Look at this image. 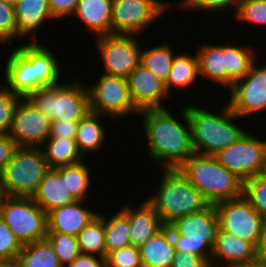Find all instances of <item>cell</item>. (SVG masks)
Here are the masks:
<instances>
[{
    "mask_svg": "<svg viewBox=\"0 0 266 267\" xmlns=\"http://www.w3.org/2000/svg\"><path fill=\"white\" fill-rule=\"evenodd\" d=\"M181 110L180 118L177 115L174 116L169 109L143 110L138 114L142 118L143 131L148 143V155L153 158V161L161 162L163 169H178L196 153L186 106L184 105Z\"/></svg>",
    "mask_w": 266,
    "mask_h": 267,
    "instance_id": "obj_1",
    "label": "cell"
},
{
    "mask_svg": "<svg viewBox=\"0 0 266 267\" xmlns=\"http://www.w3.org/2000/svg\"><path fill=\"white\" fill-rule=\"evenodd\" d=\"M55 53L43 44L28 41L11 51L4 66V85L14 94L28 98L40 88L62 82L61 66Z\"/></svg>",
    "mask_w": 266,
    "mask_h": 267,
    "instance_id": "obj_2",
    "label": "cell"
},
{
    "mask_svg": "<svg viewBox=\"0 0 266 267\" xmlns=\"http://www.w3.org/2000/svg\"><path fill=\"white\" fill-rule=\"evenodd\" d=\"M221 108L218 113H214L194 104L186 106L192 143L197 154L215 156L247 132L238 125L236 121L240 117L232 112L227 102Z\"/></svg>",
    "mask_w": 266,
    "mask_h": 267,
    "instance_id": "obj_3",
    "label": "cell"
},
{
    "mask_svg": "<svg viewBox=\"0 0 266 267\" xmlns=\"http://www.w3.org/2000/svg\"><path fill=\"white\" fill-rule=\"evenodd\" d=\"M161 170L163 171L159 187L155 195H150L146 200L154 207L165 226L210 205L179 169Z\"/></svg>",
    "mask_w": 266,
    "mask_h": 267,
    "instance_id": "obj_4",
    "label": "cell"
},
{
    "mask_svg": "<svg viewBox=\"0 0 266 267\" xmlns=\"http://www.w3.org/2000/svg\"><path fill=\"white\" fill-rule=\"evenodd\" d=\"M209 204L243 196V181L212 155H191L179 168Z\"/></svg>",
    "mask_w": 266,
    "mask_h": 267,
    "instance_id": "obj_5",
    "label": "cell"
},
{
    "mask_svg": "<svg viewBox=\"0 0 266 267\" xmlns=\"http://www.w3.org/2000/svg\"><path fill=\"white\" fill-rule=\"evenodd\" d=\"M28 99L52 121H80L91 112L89 90L81 80L40 88Z\"/></svg>",
    "mask_w": 266,
    "mask_h": 267,
    "instance_id": "obj_6",
    "label": "cell"
},
{
    "mask_svg": "<svg viewBox=\"0 0 266 267\" xmlns=\"http://www.w3.org/2000/svg\"><path fill=\"white\" fill-rule=\"evenodd\" d=\"M169 226L171 240L177 253L203 256L210 262L219 229L214 204L202 211L178 218Z\"/></svg>",
    "mask_w": 266,
    "mask_h": 267,
    "instance_id": "obj_7",
    "label": "cell"
},
{
    "mask_svg": "<svg viewBox=\"0 0 266 267\" xmlns=\"http://www.w3.org/2000/svg\"><path fill=\"white\" fill-rule=\"evenodd\" d=\"M49 169L42 148L18 147L0 176L1 195L32 198Z\"/></svg>",
    "mask_w": 266,
    "mask_h": 267,
    "instance_id": "obj_8",
    "label": "cell"
},
{
    "mask_svg": "<svg viewBox=\"0 0 266 267\" xmlns=\"http://www.w3.org/2000/svg\"><path fill=\"white\" fill-rule=\"evenodd\" d=\"M0 217L22 245L46 239L47 213L31 197L1 195Z\"/></svg>",
    "mask_w": 266,
    "mask_h": 267,
    "instance_id": "obj_9",
    "label": "cell"
},
{
    "mask_svg": "<svg viewBox=\"0 0 266 267\" xmlns=\"http://www.w3.org/2000/svg\"><path fill=\"white\" fill-rule=\"evenodd\" d=\"M95 81L93 85H87L92 112L113 120L130 114L138 116L140 111L132 101L127 78L101 73Z\"/></svg>",
    "mask_w": 266,
    "mask_h": 267,
    "instance_id": "obj_10",
    "label": "cell"
},
{
    "mask_svg": "<svg viewBox=\"0 0 266 267\" xmlns=\"http://www.w3.org/2000/svg\"><path fill=\"white\" fill-rule=\"evenodd\" d=\"M137 34L111 33L96 37L95 44L103 61L102 73L127 78L141 63V44Z\"/></svg>",
    "mask_w": 266,
    "mask_h": 267,
    "instance_id": "obj_11",
    "label": "cell"
},
{
    "mask_svg": "<svg viewBox=\"0 0 266 267\" xmlns=\"http://www.w3.org/2000/svg\"><path fill=\"white\" fill-rule=\"evenodd\" d=\"M170 4L163 0H113L111 33L142 34Z\"/></svg>",
    "mask_w": 266,
    "mask_h": 267,
    "instance_id": "obj_12",
    "label": "cell"
},
{
    "mask_svg": "<svg viewBox=\"0 0 266 267\" xmlns=\"http://www.w3.org/2000/svg\"><path fill=\"white\" fill-rule=\"evenodd\" d=\"M219 228L258 247L265 220L244 198L215 204Z\"/></svg>",
    "mask_w": 266,
    "mask_h": 267,
    "instance_id": "obj_13",
    "label": "cell"
},
{
    "mask_svg": "<svg viewBox=\"0 0 266 267\" xmlns=\"http://www.w3.org/2000/svg\"><path fill=\"white\" fill-rule=\"evenodd\" d=\"M265 140L247 131L231 146L219 151L215 157L228 171L243 182L263 174Z\"/></svg>",
    "mask_w": 266,
    "mask_h": 267,
    "instance_id": "obj_14",
    "label": "cell"
},
{
    "mask_svg": "<svg viewBox=\"0 0 266 267\" xmlns=\"http://www.w3.org/2000/svg\"><path fill=\"white\" fill-rule=\"evenodd\" d=\"M257 62L244 78L234 83L228 93L227 103L240 118L266 112V63L262 66Z\"/></svg>",
    "mask_w": 266,
    "mask_h": 267,
    "instance_id": "obj_15",
    "label": "cell"
},
{
    "mask_svg": "<svg viewBox=\"0 0 266 267\" xmlns=\"http://www.w3.org/2000/svg\"><path fill=\"white\" fill-rule=\"evenodd\" d=\"M51 122L28 98H22L8 134L18 147L41 148L50 136Z\"/></svg>",
    "mask_w": 266,
    "mask_h": 267,
    "instance_id": "obj_16",
    "label": "cell"
},
{
    "mask_svg": "<svg viewBox=\"0 0 266 267\" xmlns=\"http://www.w3.org/2000/svg\"><path fill=\"white\" fill-rule=\"evenodd\" d=\"M127 81L132 101L139 111L168 108L163 102L170 96L165 83L143 64L128 75Z\"/></svg>",
    "mask_w": 266,
    "mask_h": 267,
    "instance_id": "obj_17",
    "label": "cell"
},
{
    "mask_svg": "<svg viewBox=\"0 0 266 267\" xmlns=\"http://www.w3.org/2000/svg\"><path fill=\"white\" fill-rule=\"evenodd\" d=\"M257 262V248L250 242L218 229L211 267H236Z\"/></svg>",
    "mask_w": 266,
    "mask_h": 267,
    "instance_id": "obj_18",
    "label": "cell"
},
{
    "mask_svg": "<svg viewBox=\"0 0 266 267\" xmlns=\"http://www.w3.org/2000/svg\"><path fill=\"white\" fill-rule=\"evenodd\" d=\"M84 202L76 201L48 212V233L77 236L98 215V212L82 206Z\"/></svg>",
    "mask_w": 266,
    "mask_h": 267,
    "instance_id": "obj_19",
    "label": "cell"
},
{
    "mask_svg": "<svg viewBox=\"0 0 266 267\" xmlns=\"http://www.w3.org/2000/svg\"><path fill=\"white\" fill-rule=\"evenodd\" d=\"M124 205L121 210L128 216L131 245L140 248L151 237L161 231L165 225L162 223L154 207L147 201H141L139 205Z\"/></svg>",
    "mask_w": 266,
    "mask_h": 267,
    "instance_id": "obj_20",
    "label": "cell"
},
{
    "mask_svg": "<svg viewBox=\"0 0 266 267\" xmlns=\"http://www.w3.org/2000/svg\"><path fill=\"white\" fill-rule=\"evenodd\" d=\"M15 16L18 33L25 36L32 35V41L38 40L37 33L46 21L54 20L48 0H20L15 6ZM32 33V34H31Z\"/></svg>",
    "mask_w": 266,
    "mask_h": 267,
    "instance_id": "obj_21",
    "label": "cell"
},
{
    "mask_svg": "<svg viewBox=\"0 0 266 267\" xmlns=\"http://www.w3.org/2000/svg\"><path fill=\"white\" fill-rule=\"evenodd\" d=\"M113 0H79L73 16L81 20L97 37L111 34Z\"/></svg>",
    "mask_w": 266,
    "mask_h": 267,
    "instance_id": "obj_22",
    "label": "cell"
},
{
    "mask_svg": "<svg viewBox=\"0 0 266 267\" xmlns=\"http://www.w3.org/2000/svg\"><path fill=\"white\" fill-rule=\"evenodd\" d=\"M66 189L61 176L53 168H50L32 199L48 213L55 208L77 201Z\"/></svg>",
    "mask_w": 266,
    "mask_h": 267,
    "instance_id": "obj_23",
    "label": "cell"
},
{
    "mask_svg": "<svg viewBox=\"0 0 266 267\" xmlns=\"http://www.w3.org/2000/svg\"><path fill=\"white\" fill-rule=\"evenodd\" d=\"M139 250L143 267H171L177 253L171 240V227L165 226Z\"/></svg>",
    "mask_w": 266,
    "mask_h": 267,
    "instance_id": "obj_24",
    "label": "cell"
},
{
    "mask_svg": "<svg viewBox=\"0 0 266 267\" xmlns=\"http://www.w3.org/2000/svg\"><path fill=\"white\" fill-rule=\"evenodd\" d=\"M196 52L200 77L209 79L225 90L227 89V70L223 55V44H201ZM225 88V89H224Z\"/></svg>",
    "mask_w": 266,
    "mask_h": 267,
    "instance_id": "obj_25",
    "label": "cell"
},
{
    "mask_svg": "<svg viewBox=\"0 0 266 267\" xmlns=\"http://www.w3.org/2000/svg\"><path fill=\"white\" fill-rule=\"evenodd\" d=\"M258 53L247 46L223 44L225 68L227 70V89H231L235 82L244 78L252 65L257 61Z\"/></svg>",
    "mask_w": 266,
    "mask_h": 267,
    "instance_id": "obj_26",
    "label": "cell"
},
{
    "mask_svg": "<svg viewBox=\"0 0 266 267\" xmlns=\"http://www.w3.org/2000/svg\"><path fill=\"white\" fill-rule=\"evenodd\" d=\"M105 117L91 111L79 121L75 140L83 157L87 156L88 152L90 154L91 151L101 150L104 146L107 133L100 122Z\"/></svg>",
    "mask_w": 266,
    "mask_h": 267,
    "instance_id": "obj_27",
    "label": "cell"
},
{
    "mask_svg": "<svg viewBox=\"0 0 266 267\" xmlns=\"http://www.w3.org/2000/svg\"><path fill=\"white\" fill-rule=\"evenodd\" d=\"M41 148L50 168L76 164L85 159L75 139L49 137Z\"/></svg>",
    "mask_w": 266,
    "mask_h": 267,
    "instance_id": "obj_28",
    "label": "cell"
},
{
    "mask_svg": "<svg viewBox=\"0 0 266 267\" xmlns=\"http://www.w3.org/2000/svg\"><path fill=\"white\" fill-rule=\"evenodd\" d=\"M199 77L200 71L197 54L195 56H190L187 53L176 54L165 86L171 95L173 88L184 89L190 87Z\"/></svg>",
    "mask_w": 266,
    "mask_h": 267,
    "instance_id": "obj_29",
    "label": "cell"
},
{
    "mask_svg": "<svg viewBox=\"0 0 266 267\" xmlns=\"http://www.w3.org/2000/svg\"><path fill=\"white\" fill-rule=\"evenodd\" d=\"M53 169L61 176L63 184H65L67 188L66 190L69 191L77 201H86L85 199L89 197L88 188L91 183L92 174L85 160L76 164L59 166Z\"/></svg>",
    "mask_w": 266,
    "mask_h": 267,
    "instance_id": "obj_30",
    "label": "cell"
},
{
    "mask_svg": "<svg viewBox=\"0 0 266 267\" xmlns=\"http://www.w3.org/2000/svg\"><path fill=\"white\" fill-rule=\"evenodd\" d=\"M17 262L19 267H63L47 239L23 245Z\"/></svg>",
    "mask_w": 266,
    "mask_h": 267,
    "instance_id": "obj_31",
    "label": "cell"
},
{
    "mask_svg": "<svg viewBox=\"0 0 266 267\" xmlns=\"http://www.w3.org/2000/svg\"><path fill=\"white\" fill-rule=\"evenodd\" d=\"M98 214L104 220L106 257L113 250L131 245L128 216L121 209L109 217Z\"/></svg>",
    "mask_w": 266,
    "mask_h": 267,
    "instance_id": "obj_32",
    "label": "cell"
},
{
    "mask_svg": "<svg viewBox=\"0 0 266 267\" xmlns=\"http://www.w3.org/2000/svg\"><path fill=\"white\" fill-rule=\"evenodd\" d=\"M77 241L80 254L106 259L105 226L99 214L77 235Z\"/></svg>",
    "mask_w": 266,
    "mask_h": 267,
    "instance_id": "obj_33",
    "label": "cell"
},
{
    "mask_svg": "<svg viewBox=\"0 0 266 267\" xmlns=\"http://www.w3.org/2000/svg\"><path fill=\"white\" fill-rule=\"evenodd\" d=\"M175 55L171 44L167 42L145 50L142 48L141 64L166 84Z\"/></svg>",
    "mask_w": 266,
    "mask_h": 267,
    "instance_id": "obj_34",
    "label": "cell"
},
{
    "mask_svg": "<svg viewBox=\"0 0 266 267\" xmlns=\"http://www.w3.org/2000/svg\"><path fill=\"white\" fill-rule=\"evenodd\" d=\"M46 239L53 246L63 267L70 265L80 255L77 236L62 233H47Z\"/></svg>",
    "mask_w": 266,
    "mask_h": 267,
    "instance_id": "obj_35",
    "label": "cell"
},
{
    "mask_svg": "<svg viewBox=\"0 0 266 267\" xmlns=\"http://www.w3.org/2000/svg\"><path fill=\"white\" fill-rule=\"evenodd\" d=\"M243 196L266 221V176L257 175L244 181Z\"/></svg>",
    "mask_w": 266,
    "mask_h": 267,
    "instance_id": "obj_36",
    "label": "cell"
},
{
    "mask_svg": "<svg viewBox=\"0 0 266 267\" xmlns=\"http://www.w3.org/2000/svg\"><path fill=\"white\" fill-rule=\"evenodd\" d=\"M232 16L237 22L266 26V0H242Z\"/></svg>",
    "mask_w": 266,
    "mask_h": 267,
    "instance_id": "obj_37",
    "label": "cell"
},
{
    "mask_svg": "<svg viewBox=\"0 0 266 267\" xmlns=\"http://www.w3.org/2000/svg\"><path fill=\"white\" fill-rule=\"evenodd\" d=\"M21 99V96L14 94L6 86L0 85V134L9 133L16 106Z\"/></svg>",
    "mask_w": 266,
    "mask_h": 267,
    "instance_id": "obj_38",
    "label": "cell"
},
{
    "mask_svg": "<svg viewBox=\"0 0 266 267\" xmlns=\"http://www.w3.org/2000/svg\"><path fill=\"white\" fill-rule=\"evenodd\" d=\"M23 37L18 33L14 6L0 0V44L5 45Z\"/></svg>",
    "mask_w": 266,
    "mask_h": 267,
    "instance_id": "obj_39",
    "label": "cell"
},
{
    "mask_svg": "<svg viewBox=\"0 0 266 267\" xmlns=\"http://www.w3.org/2000/svg\"><path fill=\"white\" fill-rule=\"evenodd\" d=\"M105 267H143L139 248L129 245L109 252Z\"/></svg>",
    "mask_w": 266,
    "mask_h": 267,
    "instance_id": "obj_40",
    "label": "cell"
},
{
    "mask_svg": "<svg viewBox=\"0 0 266 267\" xmlns=\"http://www.w3.org/2000/svg\"><path fill=\"white\" fill-rule=\"evenodd\" d=\"M23 245L0 217V261L17 260Z\"/></svg>",
    "mask_w": 266,
    "mask_h": 267,
    "instance_id": "obj_41",
    "label": "cell"
},
{
    "mask_svg": "<svg viewBox=\"0 0 266 267\" xmlns=\"http://www.w3.org/2000/svg\"><path fill=\"white\" fill-rule=\"evenodd\" d=\"M242 0H183L178 7L185 9V11L187 10H191V11H195V12H206V14L208 12H217V11H222L224 9H228L234 8V13L236 12L239 3Z\"/></svg>",
    "mask_w": 266,
    "mask_h": 267,
    "instance_id": "obj_42",
    "label": "cell"
},
{
    "mask_svg": "<svg viewBox=\"0 0 266 267\" xmlns=\"http://www.w3.org/2000/svg\"><path fill=\"white\" fill-rule=\"evenodd\" d=\"M79 0H48L49 8L54 19H62L74 15Z\"/></svg>",
    "mask_w": 266,
    "mask_h": 267,
    "instance_id": "obj_43",
    "label": "cell"
},
{
    "mask_svg": "<svg viewBox=\"0 0 266 267\" xmlns=\"http://www.w3.org/2000/svg\"><path fill=\"white\" fill-rule=\"evenodd\" d=\"M79 121H58L51 122L50 136L49 137H66L76 139L77 128Z\"/></svg>",
    "mask_w": 266,
    "mask_h": 267,
    "instance_id": "obj_44",
    "label": "cell"
},
{
    "mask_svg": "<svg viewBox=\"0 0 266 267\" xmlns=\"http://www.w3.org/2000/svg\"><path fill=\"white\" fill-rule=\"evenodd\" d=\"M171 267H211V264L203 256L190 253H176Z\"/></svg>",
    "mask_w": 266,
    "mask_h": 267,
    "instance_id": "obj_45",
    "label": "cell"
},
{
    "mask_svg": "<svg viewBox=\"0 0 266 267\" xmlns=\"http://www.w3.org/2000/svg\"><path fill=\"white\" fill-rule=\"evenodd\" d=\"M18 148L9 134H0V176Z\"/></svg>",
    "mask_w": 266,
    "mask_h": 267,
    "instance_id": "obj_46",
    "label": "cell"
},
{
    "mask_svg": "<svg viewBox=\"0 0 266 267\" xmlns=\"http://www.w3.org/2000/svg\"><path fill=\"white\" fill-rule=\"evenodd\" d=\"M67 267H105V259L93 255L80 254Z\"/></svg>",
    "mask_w": 266,
    "mask_h": 267,
    "instance_id": "obj_47",
    "label": "cell"
},
{
    "mask_svg": "<svg viewBox=\"0 0 266 267\" xmlns=\"http://www.w3.org/2000/svg\"><path fill=\"white\" fill-rule=\"evenodd\" d=\"M257 261L266 264V221L264 223L261 238L257 247Z\"/></svg>",
    "mask_w": 266,
    "mask_h": 267,
    "instance_id": "obj_48",
    "label": "cell"
},
{
    "mask_svg": "<svg viewBox=\"0 0 266 267\" xmlns=\"http://www.w3.org/2000/svg\"><path fill=\"white\" fill-rule=\"evenodd\" d=\"M0 267H19L17 260L14 261H0Z\"/></svg>",
    "mask_w": 266,
    "mask_h": 267,
    "instance_id": "obj_49",
    "label": "cell"
},
{
    "mask_svg": "<svg viewBox=\"0 0 266 267\" xmlns=\"http://www.w3.org/2000/svg\"><path fill=\"white\" fill-rule=\"evenodd\" d=\"M236 267H266V264H263V263H260L257 261L255 263L240 265V266H236Z\"/></svg>",
    "mask_w": 266,
    "mask_h": 267,
    "instance_id": "obj_50",
    "label": "cell"
},
{
    "mask_svg": "<svg viewBox=\"0 0 266 267\" xmlns=\"http://www.w3.org/2000/svg\"><path fill=\"white\" fill-rule=\"evenodd\" d=\"M266 176V140H265V147H264V165H263V174Z\"/></svg>",
    "mask_w": 266,
    "mask_h": 267,
    "instance_id": "obj_51",
    "label": "cell"
},
{
    "mask_svg": "<svg viewBox=\"0 0 266 267\" xmlns=\"http://www.w3.org/2000/svg\"><path fill=\"white\" fill-rule=\"evenodd\" d=\"M8 4L15 6L20 0H4Z\"/></svg>",
    "mask_w": 266,
    "mask_h": 267,
    "instance_id": "obj_52",
    "label": "cell"
}]
</instances>
